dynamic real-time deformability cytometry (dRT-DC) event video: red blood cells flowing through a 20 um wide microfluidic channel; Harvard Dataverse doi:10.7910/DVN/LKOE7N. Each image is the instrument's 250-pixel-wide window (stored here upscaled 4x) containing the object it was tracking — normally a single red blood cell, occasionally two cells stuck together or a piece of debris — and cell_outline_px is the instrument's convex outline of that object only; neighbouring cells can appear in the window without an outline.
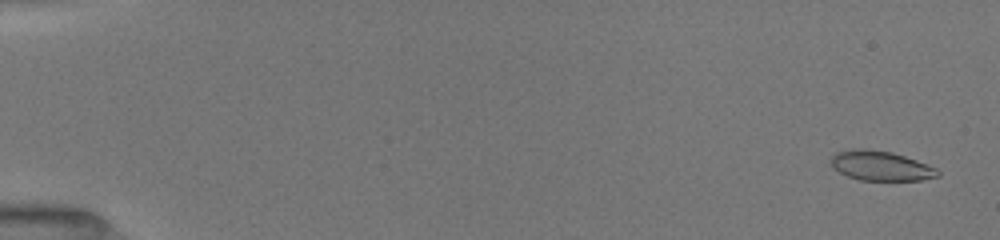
{"species": "common noctule bat (a hibernating species)", "species_latin": "Nyctalus noctula", "temperature_condition": "room temperature", "stored_images_in_passage": 52, "camera_frame_rate_fps": 3000, "um_per_image_px": 0.085, "animal": {"sex": "female", "body_mass_g": 19.5, "forearm_length_mm": 54.1}, "frame": {"image": 1, "passage_image": 2, "time_ms": 0.333, "image_size_px": [1000, 240], "cell_outline_px": [[940, 176], [920, 180], [860, 180], [848, 176], [840, 172], [832, 164], [832, 156], [836, 152], [852, 148], [868, 148], [892, 152], [916, 160], [936, 168], [940, 172]], "centroid_in_image_um": [74.88, 14.08], "position_along_channel_um": 10.1, "area_um2": 18.38}}
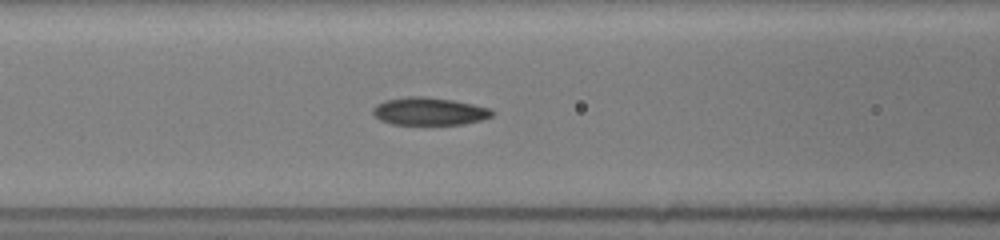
{"frame": {"image": 2, "passage_image": 23, "time_ms": 7.333, "image_size_px": [1000, 240], "cell_outline_px": [[496, 112], [492, 116], [480, 120], [464, 124], [392, 124], [380, 120], [372, 112], [372, 108], [376, 104], [384, 100], [404, 96], [424, 96], [452, 100], [492, 108]], "centroid_in_image_um": [36.48, 9.45], "position_along_channel_um": 130.1, "area_um2": 19.36}}
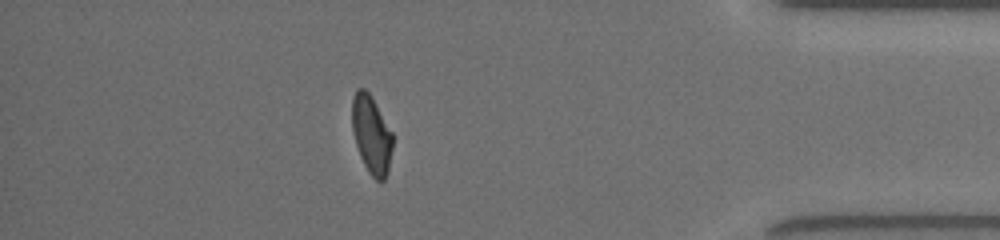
{"frame": {"image": 3, "passage_image": 46, "time_ms": 15.0, "image_size_px": [1000, 240], "cell_outline_px": [[392, 148], [388, 168], [384, 180], [376, 180], [368, 172], [360, 156], [356, 144], [352, 128], [352, 96], [356, 88], [364, 88], [372, 96], [392, 132]], "centroid_in_image_um": [31.56, 11.39], "position_along_channel_um": 403.6, "area_um2": 18.38}, "authors_computed_cell_mechanics": {"area_um2": 19.1318, "velocity_mm_per_s": 4.024, "shape_relaxation_time_tau1_ms": 5.64, "shape_relaxation_time_tau2_ms": 1.6907, "deformation_change_tau1": 0.1622, "deformation_change_tau2": 0.0629}}